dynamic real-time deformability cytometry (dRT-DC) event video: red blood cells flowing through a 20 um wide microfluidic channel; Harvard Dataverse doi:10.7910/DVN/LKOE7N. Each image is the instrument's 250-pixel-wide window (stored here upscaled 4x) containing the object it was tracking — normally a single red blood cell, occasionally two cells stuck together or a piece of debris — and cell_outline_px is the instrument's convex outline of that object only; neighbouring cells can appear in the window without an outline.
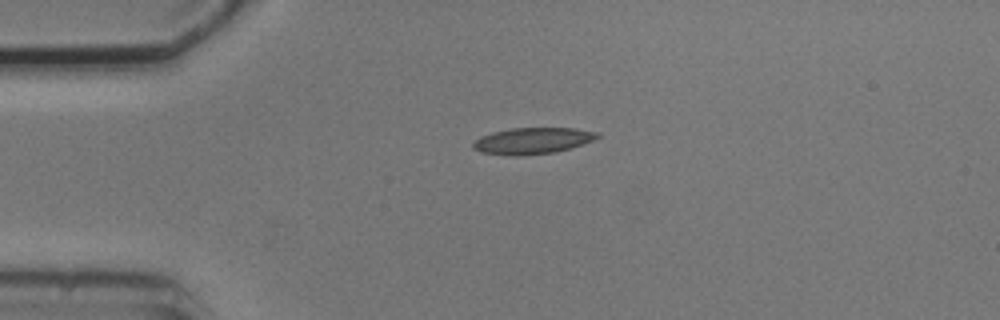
{"species": "common noctule bat (a hibernating species)", "species_latin": "Nyctalus noctula", "temperature_condition": "cold", "stored_images_in_passage": 1, "camera_frame_rate_fps": 3000, "um_per_image_px": 0.085, "animal": {"sex": "male", "body_mass_g": 20.5, "forearm_length_mm": 52.5}, "frame": {"image": 1, "passage_image": 1, "time_ms": 0.0, "image_size_px": [1000, 320], "cell_outline_px": [[600, 136], [592, 140], [568, 148], [552, 152], [520, 156], [512, 156], [480, 152], [472, 148], [472, 144], [480, 136], [492, 132], [508, 128], [572, 128], [600, 132]], "centroid_in_image_um": [45.2, 11.96], "position_along_channel_um": 39.8, "area_um2": 18.96}}